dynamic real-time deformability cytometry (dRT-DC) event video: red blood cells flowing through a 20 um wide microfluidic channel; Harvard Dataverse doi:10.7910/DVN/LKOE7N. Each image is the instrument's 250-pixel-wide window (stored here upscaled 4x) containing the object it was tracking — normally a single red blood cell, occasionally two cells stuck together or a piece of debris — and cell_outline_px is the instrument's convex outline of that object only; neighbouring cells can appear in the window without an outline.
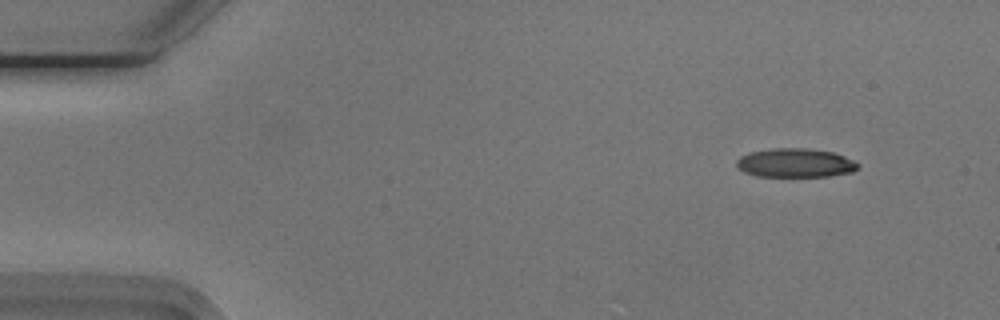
{"species": "Egyptian fruit bat (a non-hibernating species)", "species_latin": "Rousettus aegyptiacus", "temperature_condition": "cold", "stored_images_in_passage": 50, "camera_frame_rate_fps": 3000, "um_per_image_px": 0.085, "animal": {"sex": "male"}, "frame": {"image": 1, "passage_image": 1, "time_ms": 0.0, "image_size_px": [1000, 320], "cell_outline_px": [[860, 164], [852, 172], [828, 176], [756, 176], [744, 172], [736, 168], [736, 160], [740, 156], [752, 152], [776, 148], [808, 148], [832, 152], [844, 156]], "centroid_in_image_um": [67.57, 13.85], "position_along_channel_um": 17.4, "area_um2": 20.35}}
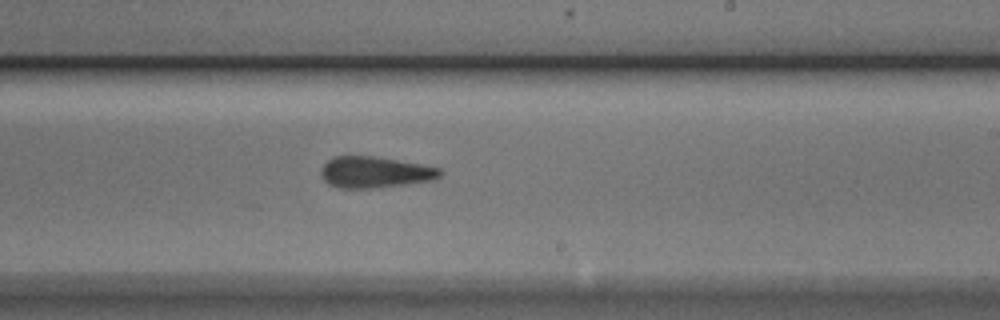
{"frame": {"image": 2, "passage_image": 28, "time_ms": 9.0, "image_size_px": [1000, 320], "cell_outline_px": [[440, 176], [432, 180], [376, 188], [340, 188], [328, 184], [324, 180], [320, 172], [320, 168], [332, 156], [372, 156], [396, 160], [440, 168]], "centroid_in_image_um": [31.79, 14.64], "position_along_channel_um": 257.2, "area_um2": 21.44}}
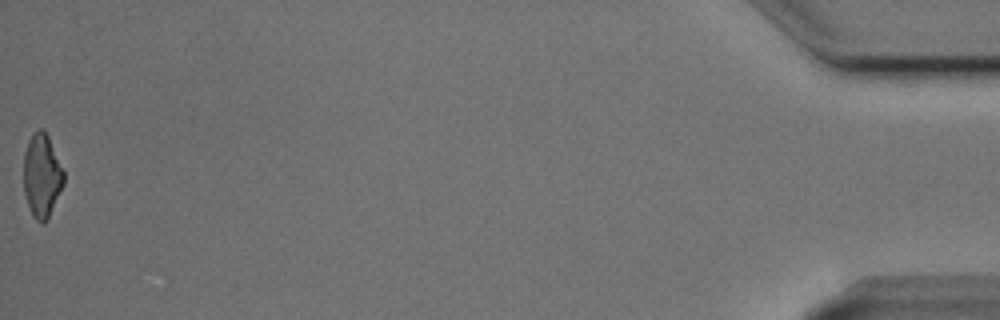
{"frame": {"image": 3, "passage_image": 50, "time_ms": 16.333, "image_size_px": [1000, 320], "cell_outline_px": [[64, 184], [48, 220], [44, 224], [40, 224], [32, 216], [24, 192], [24, 152], [28, 140], [32, 132], [40, 128], [44, 128], [48, 136], [64, 172]], "centroid_in_image_um": [3.56, 14.94], "position_along_channel_um": 431.6, "area_um2": 19.77}, "authors_computed_cell_mechanics": {"area_um2": 21.1837, "velocity_mm_per_s": 3.7713, "shape_relaxation_time_tau1_ms": 3.7965, "shape_relaxation_time_tau2_ms": 2.5176, "deformation_change_tau1": 0.1526, "deformation_change_tau2": 0.1347}}